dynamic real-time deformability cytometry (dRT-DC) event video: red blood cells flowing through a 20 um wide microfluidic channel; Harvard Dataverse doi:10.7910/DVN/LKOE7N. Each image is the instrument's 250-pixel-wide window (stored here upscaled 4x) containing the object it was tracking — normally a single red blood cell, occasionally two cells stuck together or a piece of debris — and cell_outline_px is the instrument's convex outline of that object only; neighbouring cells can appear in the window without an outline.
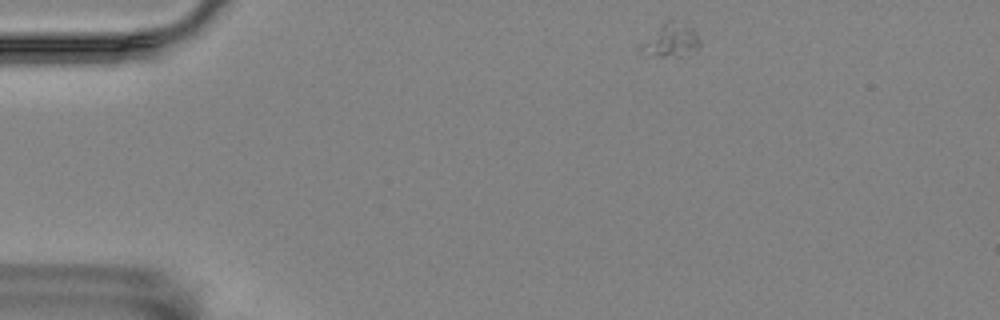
{"species": "Egyptian fruit bat (a non-hibernating species)", "species_latin": "Rousettus aegyptiacus", "temperature_condition": "room temperature", "stored_images_in_passage": 4, "camera_frame_rate_fps": 3000, "um_per_image_px": 0.085, "animal": {"sex": "female"}, "frame": {"image": 1, "passage_image": 1, "time_ms": 0.0, "image_size_px": [1000, 320], "cell_outline_px": [[700, 48], [696, 52], [680, 56], [644, 56], [640, 48], [640, 44], [668, 20], [672, 20], [692, 28], [696, 32], [700, 40]], "centroid_in_image_um": [57.06, 3.48], "position_along_channel_um": 27.9, "area_um2": 11.33}}
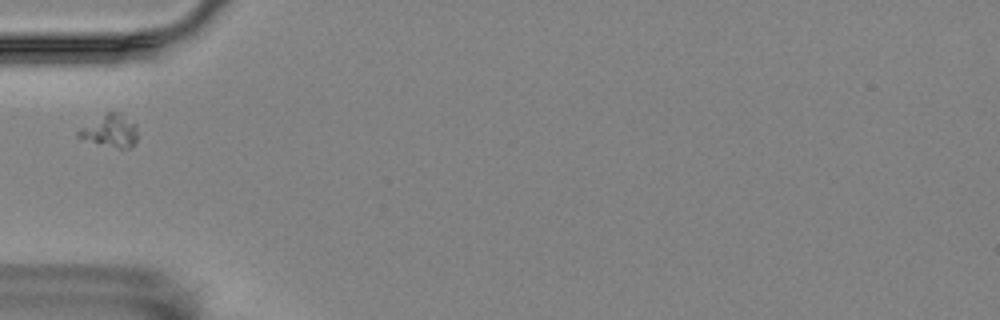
{"frame": {"image": 2, "passage_image": 4, "time_ms": 1.0, "image_size_px": [1000, 320], "cell_outline_px": [[136, 140], [132, 148], [116, 148], [76, 136], [76, 132], [80, 128], [108, 112], [120, 112], [136, 124]], "centroid_in_image_um": [9.4, 11.12], "position_along_channel_um": 75.6, "area_um2": 10.92}}